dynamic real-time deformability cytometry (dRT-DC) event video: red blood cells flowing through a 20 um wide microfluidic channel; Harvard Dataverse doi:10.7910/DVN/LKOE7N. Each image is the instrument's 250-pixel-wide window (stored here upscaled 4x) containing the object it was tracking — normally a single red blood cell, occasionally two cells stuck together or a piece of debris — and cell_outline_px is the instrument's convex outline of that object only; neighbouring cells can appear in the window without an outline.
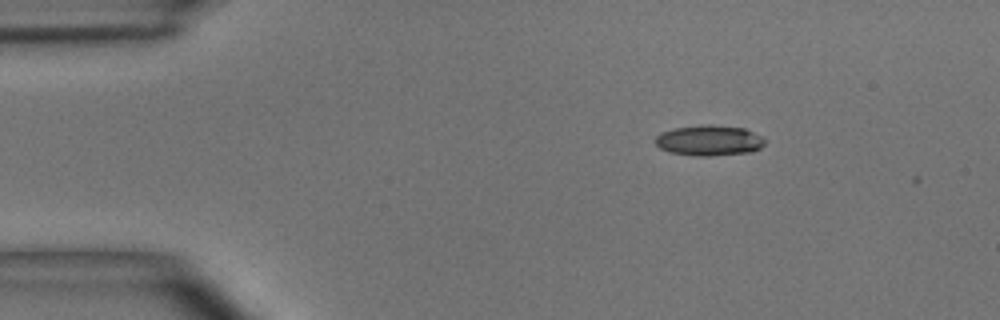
{"species": "common noctule bat (a hibernating species)", "species_latin": "Nyctalus noctula", "temperature_condition": "room temperature", "stored_images_in_passage": 7, "camera_frame_rate_fps": 3000, "um_per_image_px": 0.085, "animal": {"sex": "male", "body_mass_g": 15.6}, "frame": {"image": 1, "passage_image": 1, "time_ms": 0.0, "image_size_px": [1000, 320], "cell_outline_px": [[764, 144], [760, 148], [752, 152], [712, 156], [696, 156], [668, 152], [660, 148], [656, 144], [656, 136], [664, 132], [676, 128], [744, 128], [760, 136], [764, 140]], "centroid_in_image_um": [60.28, 12.02], "position_along_channel_um": 24.7, "area_um2": 18.32}}